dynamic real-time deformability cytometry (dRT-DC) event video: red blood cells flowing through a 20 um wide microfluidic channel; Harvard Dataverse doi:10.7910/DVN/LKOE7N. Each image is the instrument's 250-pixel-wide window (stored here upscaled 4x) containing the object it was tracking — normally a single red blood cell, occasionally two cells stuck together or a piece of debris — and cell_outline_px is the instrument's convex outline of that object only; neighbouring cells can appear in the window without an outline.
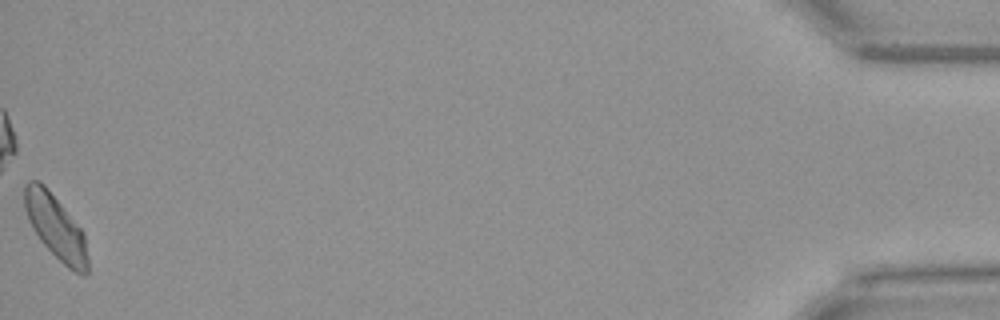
{"species": "Egyptian fruit bat (a non-hibernating species)", "species_latin": "Rousettus aegyptiacus", "temperature_condition": "warm", "stored_images_in_passage": 37, "camera_frame_rate_fps": 3000, "um_per_image_px": 0.085, "animal": {"sex": "female"}, "frame": {"image": 1, "passage_image": 37, "time_ms": 12.0, "image_size_px": [1000, 320], "cell_outline_px": [[88, 272], [84, 276], [68, 268], [40, 240], [32, 228], [28, 220], [24, 208], [24, 184], [28, 180], [40, 180], [44, 184], [84, 232], [88, 260]], "centroid_in_image_um": [4.72, 19.27], "position_along_channel_um": 430.5, "area_um2": 23.58}, "authors_computed_cell_mechanics": {"area_um2": 23.8136, "velocity_mm_per_s": 3.9653, "shape_relaxation_time_tau1_ms": 8.3542, "shape_relaxation_time_tau2_ms": 6.0876, "deformation_change_tau1": 0.1917, "deformation_change_tau2": 0.1334}}